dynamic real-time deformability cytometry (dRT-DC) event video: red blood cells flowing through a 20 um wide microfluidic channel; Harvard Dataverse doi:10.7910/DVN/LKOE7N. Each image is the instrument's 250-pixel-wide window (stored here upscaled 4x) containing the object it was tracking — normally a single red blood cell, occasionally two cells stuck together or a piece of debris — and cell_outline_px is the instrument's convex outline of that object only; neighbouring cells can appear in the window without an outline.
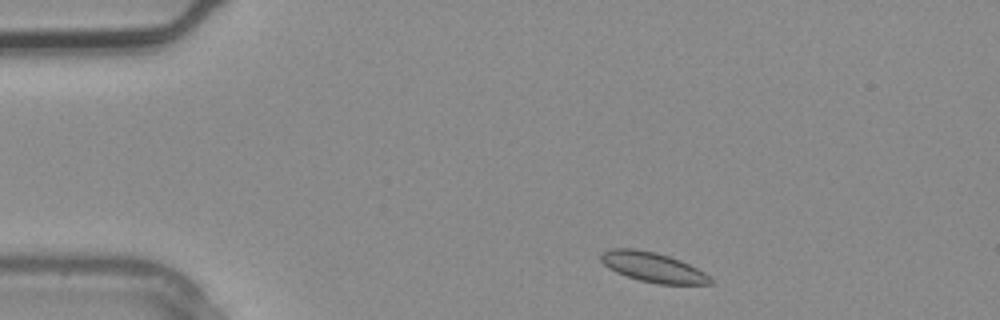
{"species": "common noctule bat (a hibernating species)", "species_latin": "Nyctalus noctula", "temperature_condition": "warm", "stored_images_in_passage": 2, "segment_of_instrument_passage": [1, 2], "camera_frame_rate_fps": 3000, "um_per_image_px": 0.085, "animal": {"sex": "male", "body_mass_g": 20.4}, "frame": {"image": 1, "passage_image": 1, "time_ms": 0.0, "image_size_px": [1000, 320], "cell_outline_px": [[716, 284], [660, 284], [640, 280], [616, 272], [608, 268], [600, 260], [600, 252], [608, 248], [636, 248], [656, 252], [680, 260], [704, 272], [716, 280]], "centroid_in_image_um": [55.5, 22.7], "position_along_channel_um": 29.5, "area_um2": 19.19}}